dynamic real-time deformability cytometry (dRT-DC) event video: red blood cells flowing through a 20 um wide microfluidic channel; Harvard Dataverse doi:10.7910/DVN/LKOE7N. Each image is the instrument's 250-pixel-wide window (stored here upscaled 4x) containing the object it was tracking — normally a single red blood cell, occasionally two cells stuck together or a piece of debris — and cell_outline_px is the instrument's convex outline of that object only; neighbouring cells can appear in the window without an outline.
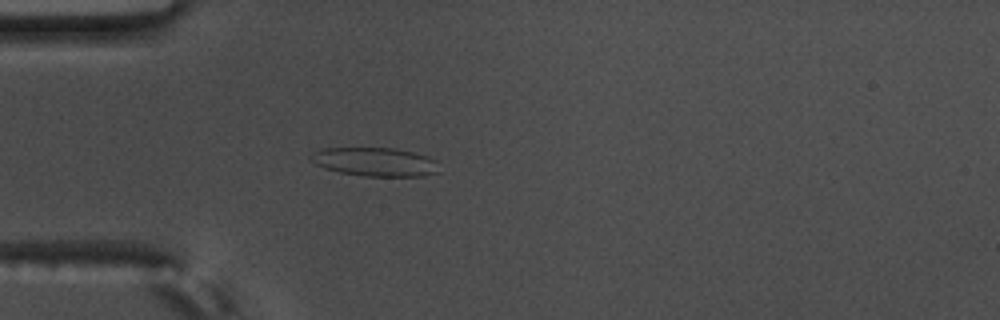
{"species": "common noctule bat (a hibernating species)", "species_latin": "Nyctalus noctula", "temperature_condition": "warm", "stored_images_in_passage": 56, "camera_frame_rate_fps": 3000, "um_per_image_px": 0.085, "animal": {"sex": "male", "body_mass_g": 17.5, "forearm_length_mm": 52.3}, "frame": {"image": 1, "passage_image": 16, "time_ms": 5.0, "image_size_px": [1000, 320], "cell_outline_px": [[440, 172], [424, 176], [364, 176], [340, 172], [324, 168], [316, 164], [308, 156], [312, 152], [320, 148], [396, 148], [428, 156], [436, 160]], "centroid_in_image_um": [31.89, 13.75], "position_along_channel_um": 53.1, "area_um2": 21.62}}
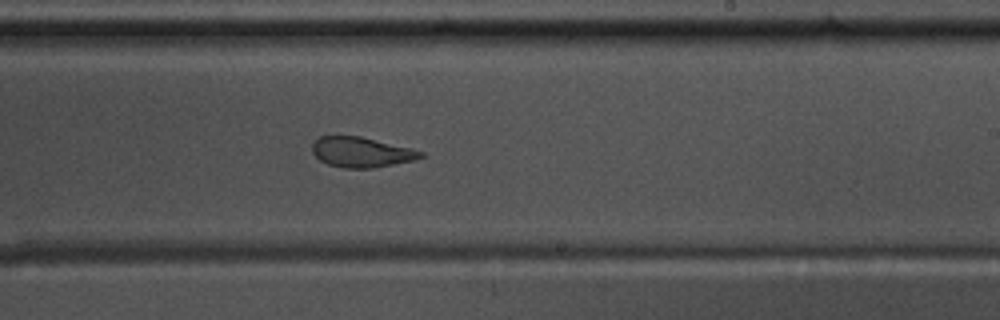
{"frame": {"image": 2, "passage_image": 34, "time_ms": 11.0, "image_size_px": [1000, 320], "cell_outline_px": [[424, 156], [412, 160], [372, 168], [344, 168], [328, 164], [320, 160], [312, 152], [312, 140], [320, 136], [360, 136], [412, 148], [424, 152]], "centroid_in_image_um": [30.68, 12.92], "position_along_channel_um": 258.3, "area_um2": 19.02}}
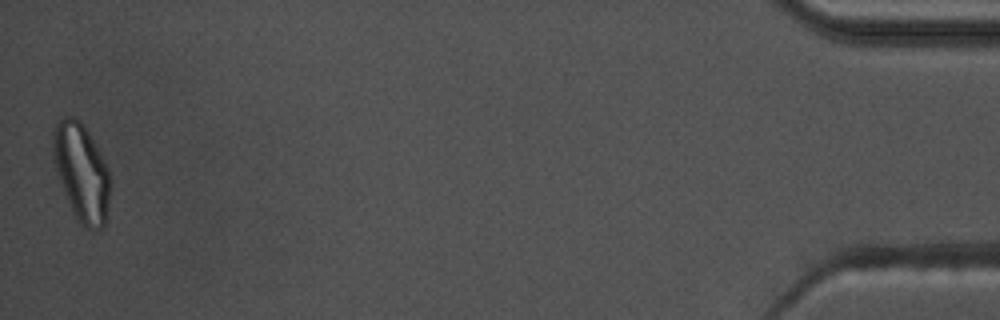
{"frame": {"image": 3, "passage_image": 56, "time_ms": 18.333, "image_size_px": [1000, 320], "cell_outline_px": [[108, 200], [104, 224], [100, 228], [92, 232], [84, 228], [76, 220], [60, 180], [56, 168], [52, 152], [52, 132], [56, 120], [60, 116], [72, 116], [80, 120], [84, 124], [104, 160], [108, 168]], "centroid_in_image_um": [6.88, 14.6], "position_along_channel_um": 428.3, "area_um2": 32.25}, "authors_computed_cell_mechanics": {"area_um2": 21.7617, "velocity_mm_per_s": 3.5789, "shape_relaxation_time_tau1_ms": null, "shape_relaxation_time_tau2_ms": 1.0416, "deformation_change_tau1": null, "deformation_change_tau2": 0.0772}}